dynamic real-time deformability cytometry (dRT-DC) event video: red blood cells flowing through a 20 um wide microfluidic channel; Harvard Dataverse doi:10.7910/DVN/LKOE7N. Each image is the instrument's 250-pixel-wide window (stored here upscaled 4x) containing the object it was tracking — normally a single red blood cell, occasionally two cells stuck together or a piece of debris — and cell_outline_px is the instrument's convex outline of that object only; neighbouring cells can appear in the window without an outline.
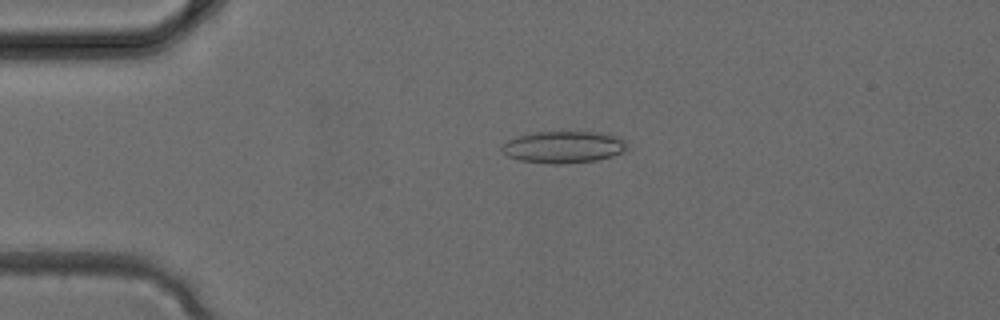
{"species": "common noctule bat (a hibernating species)", "species_latin": "Nyctalus noctula", "temperature_condition": "cold", "stored_images_in_passage": 2, "camera_frame_rate_fps": 3000, "um_per_image_px": 0.085, "animal": {"sex": "female", "body_mass_g": 24.6, "forearm_length_mm": 56.2}, "frame": {"image": 1, "passage_image": 2, "time_ms": 0.333, "image_size_px": [1000, 320], "cell_outline_px": [[628, 148], [624, 152], [612, 156], [596, 160], [560, 164], [552, 164], [520, 160], [508, 156], [500, 152], [500, 148], [508, 140], [520, 136], [536, 132], [608, 132], [620, 136], [624, 140]], "centroid_in_image_um": [47.95, 12.49], "position_along_channel_um": 37.1, "area_um2": 23.41}}